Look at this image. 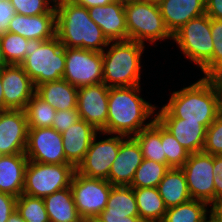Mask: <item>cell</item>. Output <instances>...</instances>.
I'll use <instances>...</instances> for the list:
<instances>
[{"instance_id": "24", "label": "cell", "mask_w": 222, "mask_h": 222, "mask_svg": "<svg viewBox=\"0 0 222 222\" xmlns=\"http://www.w3.org/2000/svg\"><path fill=\"white\" fill-rule=\"evenodd\" d=\"M27 164L25 153L0 155V192L15 197L23 193Z\"/></svg>"}, {"instance_id": "25", "label": "cell", "mask_w": 222, "mask_h": 222, "mask_svg": "<svg viewBox=\"0 0 222 222\" xmlns=\"http://www.w3.org/2000/svg\"><path fill=\"white\" fill-rule=\"evenodd\" d=\"M35 94L56 111L77 108L78 88L64 79L44 82L36 86Z\"/></svg>"}, {"instance_id": "47", "label": "cell", "mask_w": 222, "mask_h": 222, "mask_svg": "<svg viewBox=\"0 0 222 222\" xmlns=\"http://www.w3.org/2000/svg\"><path fill=\"white\" fill-rule=\"evenodd\" d=\"M7 222H26L17 210H14L9 216Z\"/></svg>"}, {"instance_id": "34", "label": "cell", "mask_w": 222, "mask_h": 222, "mask_svg": "<svg viewBox=\"0 0 222 222\" xmlns=\"http://www.w3.org/2000/svg\"><path fill=\"white\" fill-rule=\"evenodd\" d=\"M16 210L26 222H49L43 198L22 193L17 197Z\"/></svg>"}, {"instance_id": "3", "label": "cell", "mask_w": 222, "mask_h": 222, "mask_svg": "<svg viewBox=\"0 0 222 222\" xmlns=\"http://www.w3.org/2000/svg\"><path fill=\"white\" fill-rule=\"evenodd\" d=\"M56 36L64 47L102 52L108 39L90 18L88 8L56 0Z\"/></svg>"}, {"instance_id": "13", "label": "cell", "mask_w": 222, "mask_h": 222, "mask_svg": "<svg viewBox=\"0 0 222 222\" xmlns=\"http://www.w3.org/2000/svg\"><path fill=\"white\" fill-rule=\"evenodd\" d=\"M25 154L29 161L70 164L65 157L62 133L52 127L29 128Z\"/></svg>"}, {"instance_id": "31", "label": "cell", "mask_w": 222, "mask_h": 222, "mask_svg": "<svg viewBox=\"0 0 222 222\" xmlns=\"http://www.w3.org/2000/svg\"><path fill=\"white\" fill-rule=\"evenodd\" d=\"M169 169L170 167L167 164L143 159L141 165L135 171L130 186L132 188L157 187Z\"/></svg>"}, {"instance_id": "49", "label": "cell", "mask_w": 222, "mask_h": 222, "mask_svg": "<svg viewBox=\"0 0 222 222\" xmlns=\"http://www.w3.org/2000/svg\"><path fill=\"white\" fill-rule=\"evenodd\" d=\"M198 222H215L214 217L211 213V211H209L200 221Z\"/></svg>"}, {"instance_id": "5", "label": "cell", "mask_w": 222, "mask_h": 222, "mask_svg": "<svg viewBox=\"0 0 222 222\" xmlns=\"http://www.w3.org/2000/svg\"><path fill=\"white\" fill-rule=\"evenodd\" d=\"M24 61L20 64L34 87L62 79L65 72V47L58 37L41 41L29 39Z\"/></svg>"}, {"instance_id": "19", "label": "cell", "mask_w": 222, "mask_h": 222, "mask_svg": "<svg viewBox=\"0 0 222 222\" xmlns=\"http://www.w3.org/2000/svg\"><path fill=\"white\" fill-rule=\"evenodd\" d=\"M88 12L108 41L128 40L124 3L113 1L104 6L88 8Z\"/></svg>"}, {"instance_id": "22", "label": "cell", "mask_w": 222, "mask_h": 222, "mask_svg": "<svg viewBox=\"0 0 222 222\" xmlns=\"http://www.w3.org/2000/svg\"><path fill=\"white\" fill-rule=\"evenodd\" d=\"M159 9L173 36L189 20L205 14V0H163Z\"/></svg>"}, {"instance_id": "37", "label": "cell", "mask_w": 222, "mask_h": 222, "mask_svg": "<svg viewBox=\"0 0 222 222\" xmlns=\"http://www.w3.org/2000/svg\"><path fill=\"white\" fill-rule=\"evenodd\" d=\"M16 14L35 16L56 14V0H9Z\"/></svg>"}, {"instance_id": "30", "label": "cell", "mask_w": 222, "mask_h": 222, "mask_svg": "<svg viewBox=\"0 0 222 222\" xmlns=\"http://www.w3.org/2000/svg\"><path fill=\"white\" fill-rule=\"evenodd\" d=\"M209 208L207 203L191 199L168 208L162 222H198L210 211Z\"/></svg>"}, {"instance_id": "9", "label": "cell", "mask_w": 222, "mask_h": 222, "mask_svg": "<svg viewBox=\"0 0 222 222\" xmlns=\"http://www.w3.org/2000/svg\"><path fill=\"white\" fill-rule=\"evenodd\" d=\"M112 186L108 180L89 178L75 171L70 188L84 221L94 220L105 209Z\"/></svg>"}, {"instance_id": "52", "label": "cell", "mask_w": 222, "mask_h": 222, "mask_svg": "<svg viewBox=\"0 0 222 222\" xmlns=\"http://www.w3.org/2000/svg\"><path fill=\"white\" fill-rule=\"evenodd\" d=\"M115 1H118V2H121V3H128V2H133V1H138V0H115Z\"/></svg>"}, {"instance_id": "42", "label": "cell", "mask_w": 222, "mask_h": 222, "mask_svg": "<svg viewBox=\"0 0 222 222\" xmlns=\"http://www.w3.org/2000/svg\"><path fill=\"white\" fill-rule=\"evenodd\" d=\"M215 200L222 197V155H213Z\"/></svg>"}, {"instance_id": "33", "label": "cell", "mask_w": 222, "mask_h": 222, "mask_svg": "<svg viewBox=\"0 0 222 222\" xmlns=\"http://www.w3.org/2000/svg\"><path fill=\"white\" fill-rule=\"evenodd\" d=\"M0 42L7 64L20 65L24 61L28 39L16 33L4 31L0 34Z\"/></svg>"}, {"instance_id": "23", "label": "cell", "mask_w": 222, "mask_h": 222, "mask_svg": "<svg viewBox=\"0 0 222 222\" xmlns=\"http://www.w3.org/2000/svg\"><path fill=\"white\" fill-rule=\"evenodd\" d=\"M189 153L203 150L207 128L199 122L180 118H156Z\"/></svg>"}, {"instance_id": "32", "label": "cell", "mask_w": 222, "mask_h": 222, "mask_svg": "<svg viewBox=\"0 0 222 222\" xmlns=\"http://www.w3.org/2000/svg\"><path fill=\"white\" fill-rule=\"evenodd\" d=\"M28 128L52 127L56 110L34 94L25 108Z\"/></svg>"}, {"instance_id": "4", "label": "cell", "mask_w": 222, "mask_h": 222, "mask_svg": "<svg viewBox=\"0 0 222 222\" xmlns=\"http://www.w3.org/2000/svg\"><path fill=\"white\" fill-rule=\"evenodd\" d=\"M145 46L133 40L109 41L102 51L103 83L109 88L142 85Z\"/></svg>"}, {"instance_id": "51", "label": "cell", "mask_w": 222, "mask_h": 222, "mask_svg": "<svg viewBox=\"0 0 222 222\" xmlns=\"http://www.w3.org/2000/svg\"><path fill=\"white\" fill-rule=\"evenodd\" d=\"M145 1H148V2H151L153 4H160L163 0H145Z\"/></svg>"}, {"instance_id": "28", "label": "cell", "mask_w": 222, "mask_h": 222, "mask_svg": "<svg viewBox=\"0 0 222 222\" xmlns=\"http://www.w3.org/2000/svg\"><path fill=\"white\" fill-rule=\"evenodd\" d=\"M139 217L143 222H162L167 208L157 187L133 188Z\"/></svg>"}, {"instance_id": "14", "label": "cell", "mask_w": 222, "mask_h": 222, "mask_svg": "<svg viewBox=\"0 0 222 222\" xmlns=\"http://www.w3.org/2000/svg\"><path fill=\"white\" fill-rule=\"evenodd\" d=\"M109 87L98 83L78 88L77 111L80 118L96 130L105 132L108 117Z\"/></svg>"}, {"instance_id": "41", "label": "cell", "mask_w": 222, "mask_h": 222, "mask_svg": "<svg viewBox=\"0 0 222 222\" xmlns=\"http://www.w3.org/2000/svg\"><path fill=\"white\" fill-rule=\"evenodd\" d=\"M15 14L9 0H0V34L7 31L9 23Z\"/></svg>"}, {"instance_id": "20", "label": "cell", "mask_w": 222, "mask_h": 222, "mask_svg": "<svg viewBox=\"0 0 222 222\" xmlns=\"http://www.w3.org/2000/svg\"><path fill=\"white\" fill-rule=\"evenodd\" d=\"M99 131L80 119L62 132L66 160L75 168L84 160L92 139Z\"/></svg>"}, {"instance_id": "17", "label": "cell", "mask_w": 222, "mask_h": 222, "mask_svg": "<svg viewBox=\"0 0 222 222\" xmlns=\"http://www.w3.org/2000/svg\"><path fill=\"white\" fill-rule=\"evenodd\" d=\"M89 222H143L131 186H112L107 206Z\"/></svg>"}, {"instance_id": "18", "label": "cell", "mask_w": 222, "mask_h": 222, "mask_svg": "<svg viewBox=\"0 0 222 222\" xmlns=\"http://www.w3.org/2000/svg\"><path fill=\"white\" fill-rule=\"evenodd\" d=\"M141 147L134 137H125L112 163L108 181L113 186H130L135 171L143 161Z\"/></svg>"}, {"instance_id": "26", "label": "cell", "mask_w": 222, "mask_h": 222, "mask_svg": "<svg viewBox=\"0 0 222 222\" xmlns=\"http://www.w3.org/2000/svg\"><path fill=\"white\" fill-rule=\"evenodd\" d=\"M49 222H84L74 203L70 187L43 198Z\"/></svg>"}, {"instance_id": "8", "label": "cell", "mask_w": 222, "mask_h": 222, "mask_svg": "<svg viewBox=\"0 0 222 222\" xmlns=\"http://www.w3.org/2000/svg\"><path fill=\"white\" fill-rule=\"evenodd\" d=\"M75 171L72 164H44L28 160L23 194L44 198L70 187Z\"/></svg>"}, {"instance_id": "12", "label": "cell", "mask_w": 222, "mask_h": 222, "mask_svg": "<svg viewBox=\"0 0 222 222\" xmlns=\"http://www.w3.org/2000/svg\"><path fill=\"white\" fill-rule=\"evenodd\" d=\"M181 169L191 198L210 206L215 201L213 155L203 151L190 153Z\"/></svg>"}, {"instance_id": "44", "label": "cell", "mask_w": 222, "mask_h": 222, "mask_svg": "<svg viewBox=\"0 0 222 222\" xmlns=\"http://www.w3.org/2000/svg\"><path fill=\"white\" fill-rule=\"evenodd\" d=\"M69 1L79 6L91 8L94 6H104L112 3L115 0H69Z\"/></svg>"}, {"instance_id": "35", "label": "cell", "mask_w": 222, "mask_h": 222, "mask_svg": "<svg viewBox=\"0 0 222 222\" xmlns=\"http://www.w3.org/2000/svg\"><path fill=\"white\" fill-rule=\"evenodd\" d=\"M213 40L212 59L200 70L202 77L209 78L222 72V20L211 19Z\"/></svg>"}, {"instance_id": "38", "label": "cell", "mask_w": 222, "mask_h": 222, "mask_svg": "<svg viewBox=\"0 0 222 222\" xmlns=\"http://www.w3.org/2000/svg\"><path fill=\"white\" fill-rule=\"evenodd\" d=\"M203 152L222 155V112H218L214 122L207 128Z\"/></svg>"}, {"instance_id": "15", "label": "cell", "mask_w": 222, "mask_h": 222, "mask_svg": "<svg viewBox=\"0 0 222 222\" xmlns=\"http://www.w3.org/2000/svg\"><path fill=\"white\" fill-rule=\"evenodd\" d=\"M4 110H25L35 94L32 80L21 65L7 64L1 70Z\"/></svg>"}, {"instance_id": "7", "label": "cell", "mask_w": 222, "mask_h": 222, "mask_svg": "<svg viewBox=\"0 0 222 222\" xmlns=\"http://www.w3.org/2000/svg\"><path fill=\"white\" fill-rule=\"evenodd\" d=\"M171 43L177 45L184 59L201 70L212 59L213 54L211 18L205 13L189 20L173 35Z\"/></svg>"}, {"instance_id": "39", "label": "cell", "mask_w": 222, "mask_h": 222, "mask_svg": "<svg viewBox=\"0 0 222 222\" xmlns=\"http://www.w3.org/2000/svg\"><path fill=\"white\" fill-rule=\"evenodd\" d=\"M80 119L81 118L77 108L59 110L56 111L52 123V128H54L57 132L62 133L67 130L73 123H76Z\"/></svg>"}, {"instance_id": "6", "label": "cell", "mask_w": 222, "mask_h": 222, "mask_svg": "<svg viewBox=\"0 0 222 222\" xmlns=\"http://www.w3.org/2000/svg\"><path fill=\"white\" fill-rule=\"evenodd\" d=\"M128 40L142 44L158 46L157 42L164 43L173 36L168 31L159 5L145 0H138L124 4Z\"/></svg>"}, {"instance_id": "50", "label": "cell", "mask_w": 222, "mask_h": 222, "mask_svg": "<svg viewBox=\"0 0 222 222\" xmlns=\"http://www.w3.org/2000/svg\"><path fill=\"white\" fill-rule=\"evenodd\" d=\"M6 65H7V62L4 58L3 51H2V48H1V42H0V70Z\"/></svg>"}, {"instance_id": "36", "label": "cell", "mask_w": 222, "mask_h": 222, "mask_svg": "<svg viewBox=\"0 0 222 222\" xmlns=\"http://www.w3.org/2000/svg\"><path fill=\"white\" fill-rule=\"evenodd\" d=\"M162 145L166 155V164L170 168H181L189 158V151L163 126Z\"/></svg>"}, {"instance_id": "2", "label": "cell", "mask_w": 222, "mask_h": 222, "mask_svg": "<svg viewBox=\"0 0 222 222\" xmlns=\"http://www.w3.org/2000/svg\"><path fill=\"white\" fill-rule=\"evenodd\" d=\"M166 104L157 106L156 118H180L199 122L208 128L218 114V96L211 80L201 77L169 95Z\"/></svg>"}, {"instance_id": "27", "label": "cell", "mask_w": 222, "mask_h": 222, "mask_svg": "<svg viewBox=\"0 0 222 222\" xmlns=\"http://www.w3.org/2000/svg\"><path fill=\"white\" fill-rule=\"evenodd\" d=\"M157 189L167 209L192 199L181 168H170L158 184Z\"/></svg>"}, {"instance_id": "48", "label": "cell", "mask_w": 222, "mask_h": 222, "mask_svg": "<svg viewBox=\"0 0 222 222\" xmlns=\"http://www.w3.org/2000/svg\"><path fill=\"white\" fill-rule=\"evenodd\" d=\"M0 111H4V96H3V88L1 81V73H0Z\"/></svg>"}, {"instance_id": "1", "label": "cell", "mask_w": 222, "mask_h": 222, "mask_svg": "<svg viewBox=\"0 0 222 222\" xmlns=\"http://www.w3.org/2000/svg\"><path fill=\"white\" fill-rule=\"evenodd\" d=\"M142 89L141 85L109 88L105 133L134 137L156 120L157 106L142 97Z\"/></svg>"}, {"instance_id": "40", "label": "cell", "mask_w": 222, "mask_h": 222, "mask_svg": "<svg viewBox=\"0 0 222 222\" xmlns=\"http://www.w3.org/2000/svg\"><path fill=\"white\" fill-rule=\"evenodd\" d=\"M17 197L0 192V222H7L9 216L16 210Z\"/></svg>"}, {"instance_id": "16", "label": "cell", "mask_w": 222, "mask_h": 222, "mask_svg": "<svg viewBox=\"0 0 222 222\" xmlns=\"http://www.w3.org/2000/svg\"><path fill=\"white\" fill-rule=\"evenodd\" d=\"M28 129L25 110L0 111V155L25 153Z\"/></svg>"}, {"instance_id": "45", "label": "cell", "mask_w": 222, "mask_h": 222, "mask_svg": "<svg viewBox=\"0 0 222 222\" xmlns=\"http://www.w3.org/2000/svg\"><path fill=\"white\" fill-rule=\"evenodd\" d=\"M218 96V111L222 112V78L219 75L209 77Z\"/></svg>"}, {"instance_id": "46", "label": "cell", "mask_w": 222, "mask_h": 222, "mask_svg": "<svg viewBox=\"0 0 222 222\" xmlns=\"http://www.w3.org/2000/svg\"><path fill=\"white\" fill-rule=\"evenodd\" d=\"M210 211L215 222H222V197L217 198L211 205Z\"/></svg>"}, {"instance_id": "11", "label": "cell", "mask_w": 222, "mask_h": 222, "mask_svg": "<svg viewBox=\"0 0 222 222\" xmlns=\"http://www.w3.org/2000/svg\"><path fill=\"white\" fill-rule=\"evenodd\" d=\"M62 79L77 88L103 83L102 52L65 47V72Z\"/></svg>"}, {"instance_id": "43", "label": "cell", "mask_w": 222, "mask_h": 222, "mask_svg": "<svg viewBox=\"0 0 222 222\" xmlns=\"http://www.w3.org/2000/svg\"><path fill=\"white\" fill-rule=\"evenodd\" d=\"M205 13L211 19L222 20V0H205Z\"/></svg>"}, {"instance_id": "10", "label": "cell", "mask_w": 222, "mask_h": 222, "mask_svg": "<svg viewBox=\"0 0 222 222\" xmlns=\"http://www.w3.org/2000/svg\"><path fill=\"white\" fill-rule=\"evenodd\" d=\"M102 136L103 139L100 138ZM124 138L125 136L122 135L99 131L92 139L85 158L77 166L76 171L89 178L107 180L112 163L117 157L121 141Z\"/></svg>"}, {"instance_id": "29", "label": "cell", "mask_w": 222, "mask_h": 222, "mask_svg": "<svg viewBox=\"0 0 222 222\" xmlns=\"http://www.w3.org/2000/svg\"><path fill=\"white\" fill-rule=\"evenodd\" d=\"M134 138L141 147L144 159L166 164V155L162 145V125L157 120L142 129Z\"/></svg>"}, {"instance_id": "21", "label": "cell", "mask_w": 222, "mask_h": 222, "mask_svg": "<svg viewBox=\"0 0 222 222\" xmlns=\"http://www.w3.org/2000/svg\"><path fill=\"white\" fill-rule=\"evenodd\" d=\"M7 32L16 33L26 39L46 41L56 36V14L26 16L15 14Z\"/></svg>"}]
</instances>
